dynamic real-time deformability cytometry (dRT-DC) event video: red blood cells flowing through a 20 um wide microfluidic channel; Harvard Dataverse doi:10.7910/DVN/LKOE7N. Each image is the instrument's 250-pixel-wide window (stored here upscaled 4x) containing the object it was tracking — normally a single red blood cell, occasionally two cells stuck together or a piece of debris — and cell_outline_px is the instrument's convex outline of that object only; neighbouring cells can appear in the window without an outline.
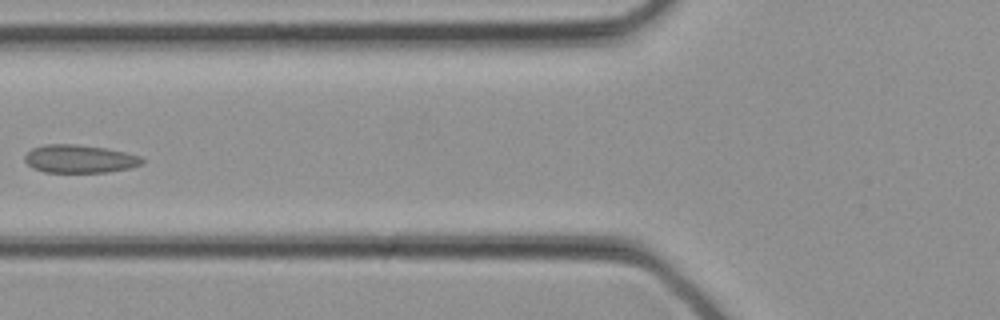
{"species": "common noctule bat (a hibernating species)", "species_latin": "Nyctalus noctula", "temperature_condition": "cold", "stored_images_in_passage": 18, "camera_frame_rate_fps": 3000, "um_per_image_px": 0.085, "animal": {"sex": "female", "body_mass_g": 21.9}, "frame": {"image": 1, "passage_image": 13, "time_ms": 4.0, "image_size_px": [1000, 320], "cell_outline_px": [[144, 164], [128, 168], [108, 172], [44, 172], [32, 168], [24, 160], [24, 156], [32, 148], [44, 144], [76, 144], [104, 148], [124, 152], [140, 156], [144, 160]], "centroid_in_image_um": [6.74, 13.5], "position_along_channel_um": 119.1, "area_um2": 19.19}}
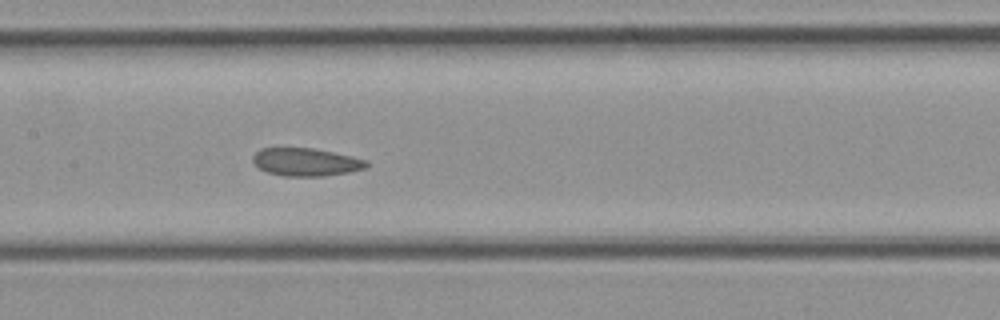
{"frame": {"image": 2, "passage_image": 16, "time_ms": 5.0, "image_size_px": [1000, 320], "cell_outline_px": [[368, 168], [348, 172], [324, 176], [284, 176], [268, 172], [260, 168], [252, 160], [252, 156], [260, 148], [312, 148], [352, 156], [368, 160]], "centroid_in_image_um": [26.03, 13.77], "position_along_channel_um": 181.4, "area_um2": 18.44}}
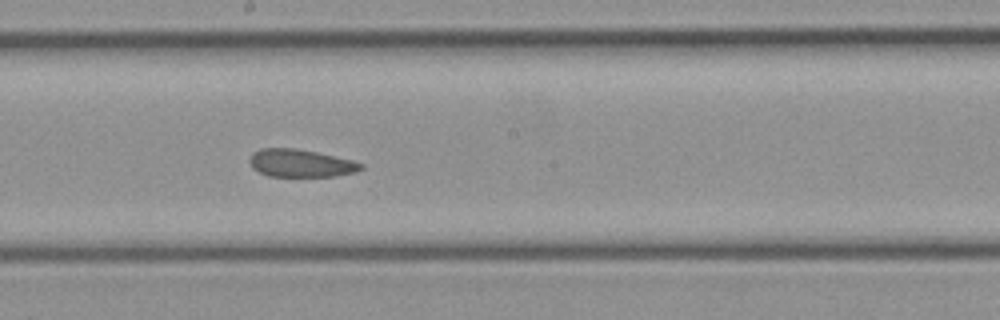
{"frame": {"image": 3, "passage_image": 18, "time_ms": 5.667, "image_size_px": [1000, 320], "cell_outline_px": [[364, 168], [356, 172], [336, 176], [268, 176], [252, 168], [248, 160], [252, 152], [260, 148], [296, 148], [316, 152], [352, 160], [364, 164]], "centroid_in_image_um": [25.54, 13.87], "position_along_channel_um": 222.7, "area_um2": 18.09}}